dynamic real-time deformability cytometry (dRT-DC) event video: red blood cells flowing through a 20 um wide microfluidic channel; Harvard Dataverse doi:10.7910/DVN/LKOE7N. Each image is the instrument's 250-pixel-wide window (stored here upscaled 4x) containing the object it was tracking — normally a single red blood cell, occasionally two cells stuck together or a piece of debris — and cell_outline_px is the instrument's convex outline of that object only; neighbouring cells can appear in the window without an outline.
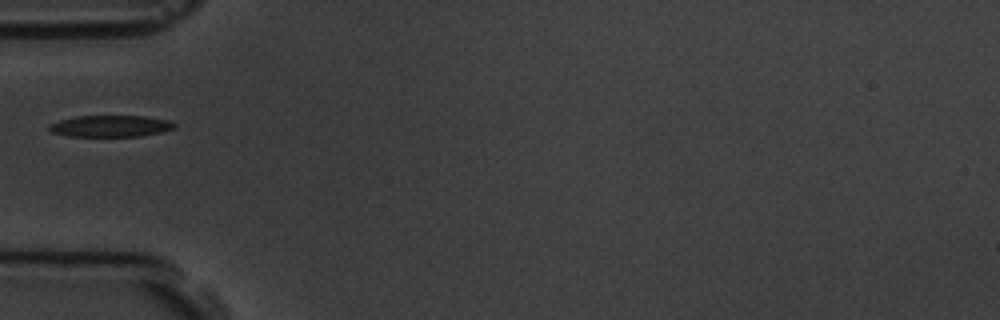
{"species": "common noctule bat (a hibernating species)", "species_latin": "Nyctalus noctula", "temperature_condition": "room temperature", "stored_images_in_passage": 13, "camera_frame_rate_fps": 3000, "um_per_image_px": 0.085, "animal": {"sex": "male", "body_mass_g": 19.5, "forearm_length_mm": 54.6}, "frame": {"image": 1, "passage_image": 3, "time_ms": 2.333, "image_size_px": [1000, 320], "cell_outline_px": [[176, 128], [160, 132], [140, 136], [68, 136], [52, 132], [48, 128], [48, 124], [60, 120], [76, 116], [144, 116], [168, 120], [176, 124]], "centroid_in_image_um": [9.39, 10.71], "position_along_channel_um": 75.6, "area_um2": 15.66}}
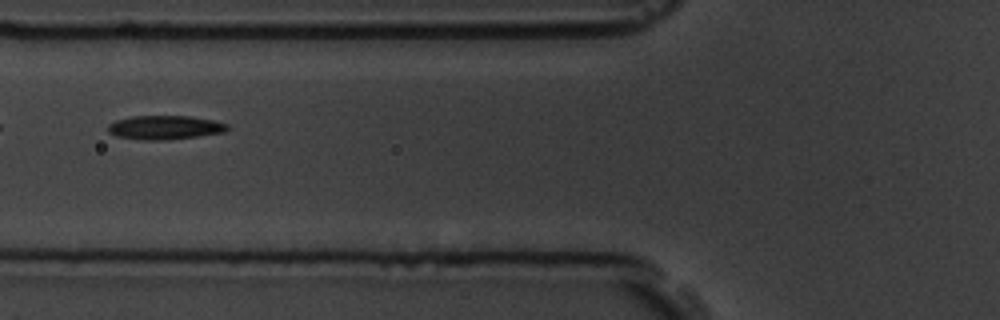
{"frame": {"image": 2, "passage_image": 4, "time_ms": 3.333, "image_size_px": [1000, 320], "cell_outline_px": [[228, 128], [224, 132], [196, 136], [164, 140], [144, 140], [116, 136], [108, 132], [108, 124], [116, 120], [132, 116], [192, 116], [216, 120], [228, 124]], "centroid_in_image_um": [14.01, 10.82], "position_along_channel_um": 111.8, "area_um2": 16.65}}
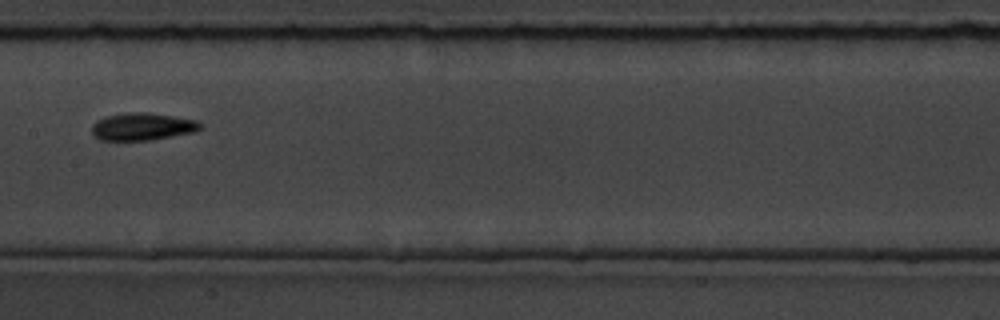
{"frame": {"image": 3, "passage_image": 6, "time_ms": 5.667, "image_size_px": [1000, 320], "cell_outline_px": [[204, 128], [196, 132], [152, 140], [100, 140], [92, 132], [92, 124], [96, 120], [104, 116], [132, 112], [144, 112], [200, 120], [204, 124]], "centroid_in_image_um": [12.18, 10.76], "position_along_channel_um": 195.2, "area_um2": 17.63}, "authors_computed_cell_mechanics": {"area_um2": 15.7794, "velocity_mm_per_s": 3.5883, "shape_relaxation_time_tau1_ms": 6.0487, "shape_relaxation_time_tau2_ms": 8.1262, "deformation_change_tau1": 0.2004, "deformation_change_tau2": 0.1767}}